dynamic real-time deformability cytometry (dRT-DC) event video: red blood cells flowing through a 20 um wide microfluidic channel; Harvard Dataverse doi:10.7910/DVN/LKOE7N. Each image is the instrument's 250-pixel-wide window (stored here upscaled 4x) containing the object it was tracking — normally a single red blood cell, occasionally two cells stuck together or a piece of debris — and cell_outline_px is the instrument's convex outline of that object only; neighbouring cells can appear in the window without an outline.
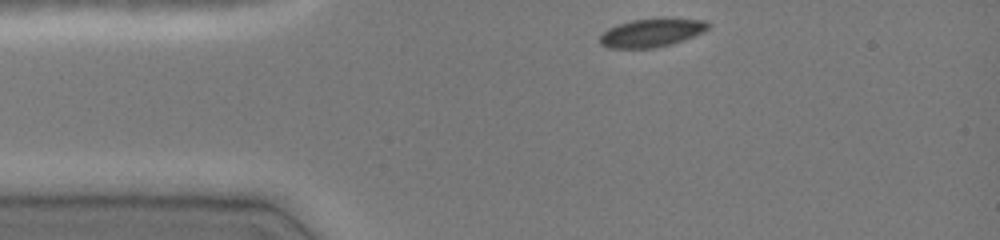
{"species": "common noctule bat (a hibernating species)", "species_latin": "Nyctalus noctula", "temperature_condition": "cold", "stored_images_in_passage": 6, "camera_frame_rate_fps": 3000, "um_per_image_px": 0.085, "animal": {"sex": "female", "body_mass_g": 19.0, "forearm_length_mm": 51.5}, "frame": {"image": 1, "passage_image": 1, "time_ms": 0.0, "image_size_px": [1000, 240], "cell_outline_px": [[712, 24], [704, 32], [672, 44], [652, 48], [608, 48], [600, 44], [600, 36], [608, 28], [632, 20], [664, 16], [708, 20]], "centroid_in_image_um": [55.46, 2.74], "position_along_channel_um": 29.5, "area_um2": 18.44}}